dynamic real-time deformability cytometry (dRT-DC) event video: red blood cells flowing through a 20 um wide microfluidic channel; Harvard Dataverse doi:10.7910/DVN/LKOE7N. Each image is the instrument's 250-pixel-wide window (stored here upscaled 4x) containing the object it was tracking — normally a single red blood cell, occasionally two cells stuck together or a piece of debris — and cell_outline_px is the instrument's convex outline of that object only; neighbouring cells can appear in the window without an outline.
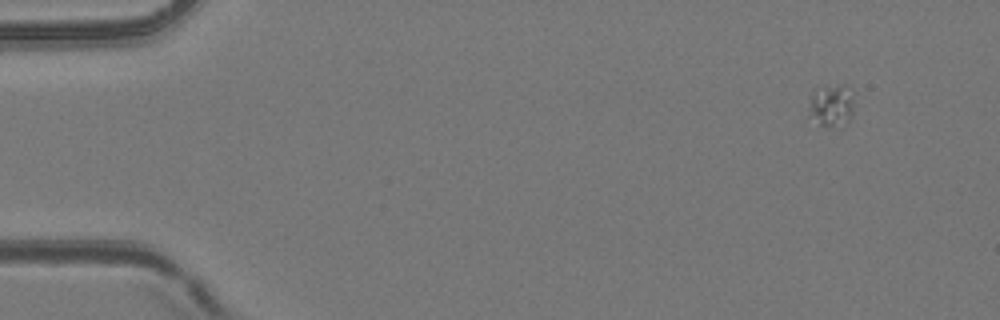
{"species": "common noctule bat (a hibernating species)", "species_latin": "Nyctalus noctula", "temperature_condition": "room temperature", "stored_images_in_passage": 5, "camera_frame_rate_fps": 3000, "um_per_image_px": 0.085, "animal": {"sex": "female", "body_mass_g": 24.6, "forearm_length_mm": 56.2}, "frame": {"image": 1, "passage_image": 1, "time_ms": 0.0, "image_size_px": [1000, 320], "cell_outline_px": [[852, 116], [844, 124], [836, 128], [828, 128], [820, 124], [808, 116], [812, 88], [840, 84], [844, 84], [852, 96]], "centroid_in_image_um": [70.63, 8.97], "position_along_channel_um": 14.4, "area_um2": 11.33}}